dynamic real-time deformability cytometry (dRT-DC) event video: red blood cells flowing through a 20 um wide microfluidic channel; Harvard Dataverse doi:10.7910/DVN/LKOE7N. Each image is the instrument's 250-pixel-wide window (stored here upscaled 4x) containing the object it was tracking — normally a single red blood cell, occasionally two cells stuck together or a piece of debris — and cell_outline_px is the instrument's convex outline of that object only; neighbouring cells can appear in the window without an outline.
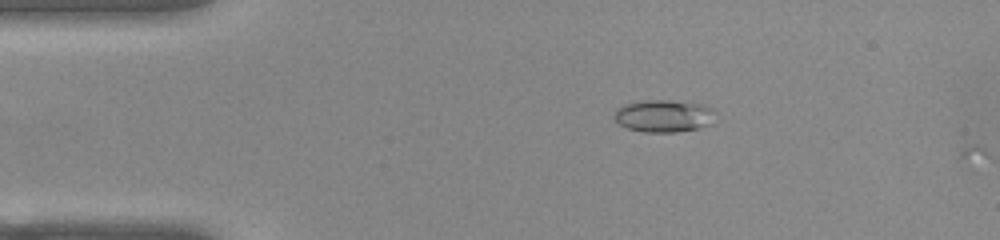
{"species": "common noctule bat (a hibernating species)", "species_latin": "Nyctalus noctula", "temperature_condition": "warm", "stored_images_in_passage": 10, "camera_frame_rate_fps": 3000, "um_per_image_px": 0.085, "animal": {"sex": "female", "body_mass_g": 22.0, "forearm_length_mm": 56.7}, "frame": {"image": 1, "passage_image": 9, "time_ms": 2.667, "image_size_px": [1000, 240], "cell_outline_px": [[716, 112], [708, 124], [700, 128], [676, 132], [644, 132], [628, 128], [620, 124], [612, 116], [616, 108], [624, 104], [636, 100], [668, 100], [704, 104], [712, 108]], "centroid_in_image_um": [56.38, 9.84], "position_along_channel_um": 28.6, "area_um2": 19.25}}